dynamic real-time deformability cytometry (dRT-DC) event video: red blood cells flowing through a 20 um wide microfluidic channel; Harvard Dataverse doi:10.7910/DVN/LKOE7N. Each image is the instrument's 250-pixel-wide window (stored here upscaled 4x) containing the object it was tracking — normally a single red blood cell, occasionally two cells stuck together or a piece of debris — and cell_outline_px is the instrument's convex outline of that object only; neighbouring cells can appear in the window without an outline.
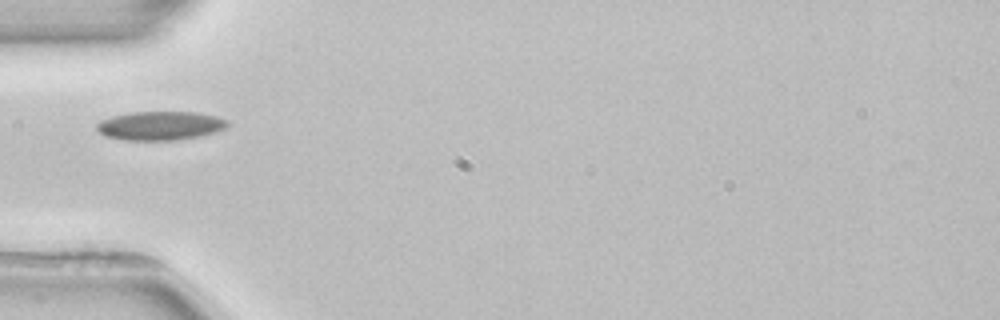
{"species": "common noctule bat (a hibernating species)", "species_latin": "Nyctalus noctula", "temperature_condition": "room temperature", "stored_images_in_passage": 1, "camera_frame_rate_fps": 3000, "um_per_image_px": 0.085, "animal": {"sex": "female", "body_mass_g": 22.7, "forearm_length_mm": 54.2}, "frame": {"image": 1, "passage_image": 1, "time_ms": 0.0, "image_size_px": [1000, 320], "cell_outline_px": [[228, 124], [224, 128], [216, 132], [200, 136], [176, 140], [124, 140], [104, 136], [96, 128], [96, 124], [100, 120], [112, 116], [132, 112], [196, 112], [216, 116], [228, 120]], "centroid_in_image_um": [13.6, 10.68], "position_along_channel_um": 71.4, "area_um2": 22.02}}